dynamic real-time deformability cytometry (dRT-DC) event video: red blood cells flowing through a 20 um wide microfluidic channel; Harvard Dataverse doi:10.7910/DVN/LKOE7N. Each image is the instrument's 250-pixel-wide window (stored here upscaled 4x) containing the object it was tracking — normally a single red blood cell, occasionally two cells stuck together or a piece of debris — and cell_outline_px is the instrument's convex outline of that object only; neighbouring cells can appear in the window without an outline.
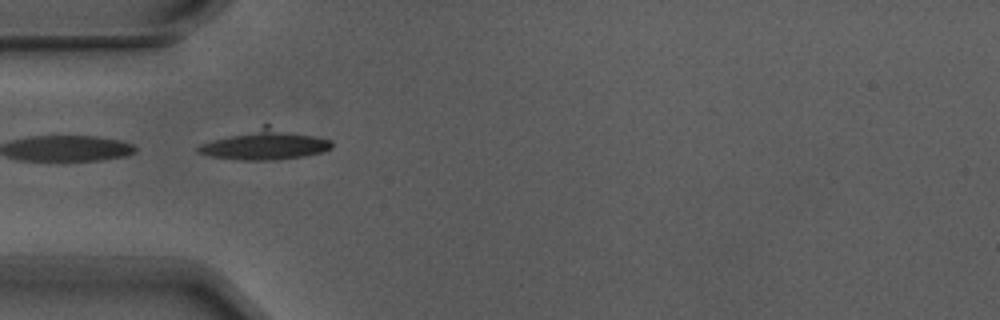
{"species": "Egyptian fruit bat (a non-hibernating species)", "species_latin": "Rousettus aegyptiacus", "temperature_condition": "warm", "stored_images_in_passage": 6, "camera_frame_rate_fps": 3000, "um_per_image_px": 0.085, "animal": {"sex": "male"}, "frame": {"image": 1, "passage_image": 5, "time_ms": 1.333, "image_size_px": [1000, 320], "cell_outline_px": [[332, 148], [320, 152], [304, 156], [276, 160], [240, 160], [212, 156], [196, 152], [196, 148], [200, 144], [212, 140], [264, 124], [268, 124], [332, 140]], "centroid_in_image_um": [22.53, 12.28], "position_along_channel_um": 62.5, "area_um2": 23.41}}